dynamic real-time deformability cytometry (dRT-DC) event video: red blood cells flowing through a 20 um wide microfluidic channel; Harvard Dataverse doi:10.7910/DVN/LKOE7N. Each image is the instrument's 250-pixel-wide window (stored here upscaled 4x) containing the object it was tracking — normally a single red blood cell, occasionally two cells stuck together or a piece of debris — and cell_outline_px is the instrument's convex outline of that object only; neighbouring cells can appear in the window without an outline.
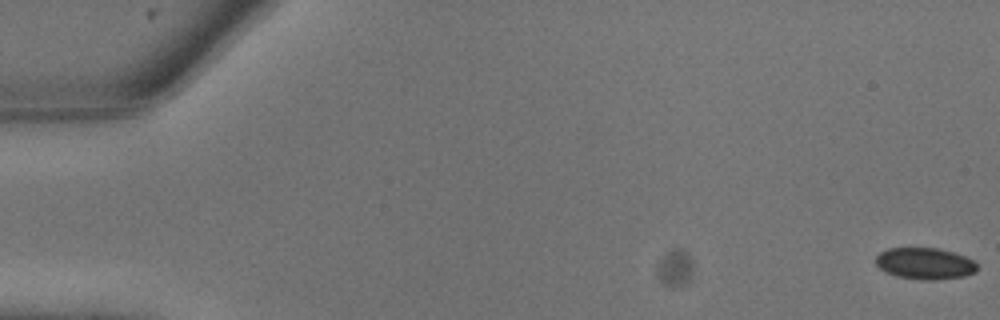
{"species": "common noctule bat (a hibernating species)", "species_latin": "Nyctalus noctula", "temperature_condition": "warm", "stored_images_in_passage": 17, "camera_frame_rate_fps": 3000, "um_per_image_px": 0.085, "animal": {"sex": "male", "body_mass_g": 13.3}, "frame": {"image": 1, "passage_image": 1, "time_ms": 0.0, "image_size_px": [1000, 320], "cell_outline_px": [[976, 272], [964, 276], [924, 280], [896, 276], [880, 268], [876, 264], [876, 256], [880, 252], [888, 248], [936, 248], [952, 252], [976, 260]], "centroid_in_image_um": [78.62, 22.38], "position_along_channel_um": 6.4, "area_um2": 18.38}}
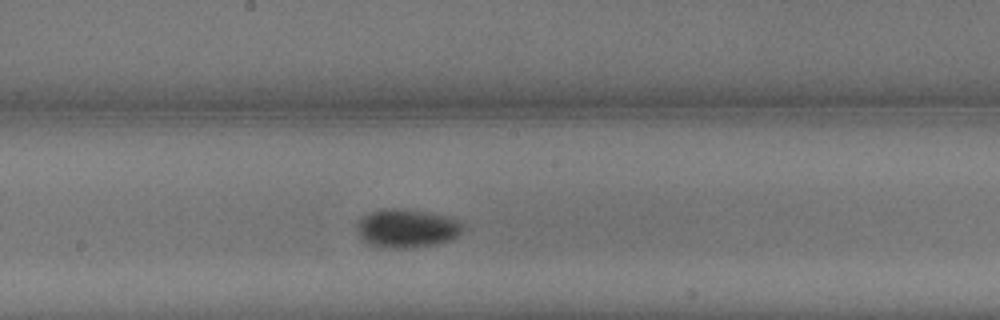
{"frame": {"image": 2, "passage_image": 14, "time_ms": 4.333, "image_size_px": [1000, 320], "cell_outline_px": [[464, 228], [452, 240], [436, 244], [412, 248], [380, 248], [368, 244], [356, 232], [356, 224], [368, 212], [384, 208], [404, 208], [444, 216], [460, 220], [464, 224]], "centroid_in_image_um": [34.56, 19.42], "position_along_channel_um": 213.6, "area_um2": 24.1}}
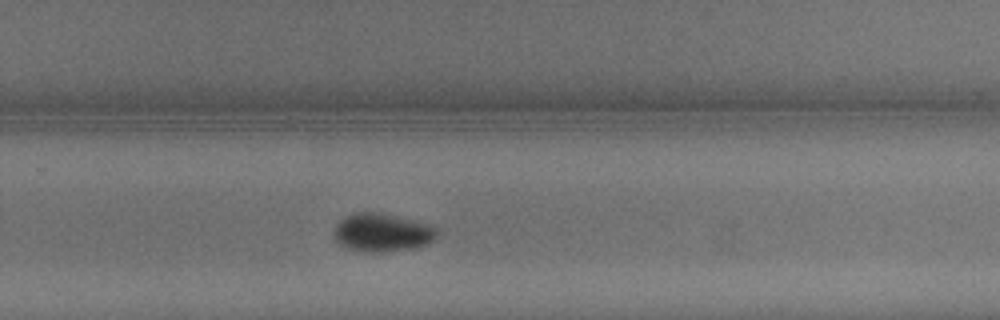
{"frame": {"image": 3, "passage_image": 17, "time_ms": 5.333, "image_size_px": [1000, 320], "cell_outline_px": [[436, 240], [428, 244], [408, 248], [380, 252], [368, 252], [344, 248], [332, 236], [336, 224], [344, 216], [356, 212], [380, 212], [432, 224], [436, 228]], "centroid_in_image_um": [32.46, 19.75], "position_along_channel_um": 297.3, "area_um2": 23.18}}